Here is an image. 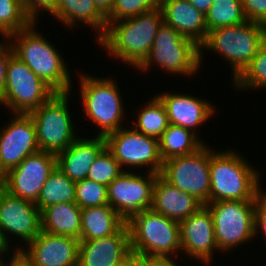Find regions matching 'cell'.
<instances>
[{"label":"cell","instance_id":"cell-43","mask_svg":"<svg viewBox=\"0 0 266 266\" xmlns=\"http://www.w3.org/2000/svg\"><path fill=\"white\" fill-rule=\"evenodd\" d=\"M133 266H156V259L141 258L138 254L133 253Z\"/></svg>","mask_w":266,"mask_h":266},{"label":"cell","instance_id":"cell-18","mask_svg":"<svg viewBox=\"0 0 266 266\" xmlns=\"http://www.w3.org/2000/svg\"><path fill=\"white\" fill-rule=\"evenodd\" d=\"M79 244L74 237L41 231L18 255L29 266H78Z\"/></svg>","mask_w":266,"mask_h":266},{"label":"cell","instance_id":"cell-44","mask_svg":"<svg viewBox=\"0 0 266 266\" xmlns=\"http://www.w3.org/2000/svg\"><path fill=\"white\" fill-rule=\"evenodd\" d=\"M0 266H29L19 255L14 259L0 264Z\"/></svg>","mask_w":266,"mask_h":266},{"label":"cell","instance_id":"cell-34","mask_svg":"<svg viewBox=\"0 0 266 266\" xmlns=\"http://www.w3.org/2000/svg\"><path fill=\"white\" fill-rule=\"evenodd\" d=\"M75 203L81 209L108 205L107 186L88 179L77 181Z\"/></svg>","mask_w":266,"mask_h":266},{"label":"cell","instance_id":"cell-30","mask_svg":"<svg viewBox=\"0 0 266 266\" xmlns=\"http://www.w3.org/2000/svg\"><path fill=\"white\" fill-rule=\"evenodd\" d=\"M246 21L241 0H214L205 14L207 33L219 27L234 26Z\"/></svg>","mask_w":266,"mask_h":266},{"label":"cell","instance_id":"cell-6","mask_svg":"<svg viewBox=\"0 0 266 266\" xmlns=\"http://www.w3.org/2000/svg\"><path fill=\"white\" fill-rule=\"evenodd\" d=\"M81 71L79 75V89L82 108L87 121L97 125V136L106 137L108 134L125 127L124 101L122 100L118 84L114 77H96ZM89 74V75H88ZM124 119V120H123ZM125 123V124H124ZM124 124V125H123ZM100 129V130H99Z\"/></svg>","mask_w":266,"mask_h":266},{"label":"cell","instance_id":"cell-17","mask_svg":"<svg viewBox=\"0 0 266 266\" xmlns=\"http://www.w3.org/2000/svg\"><path fill=\"white\" fill-rule=\"evenodd\" d=\"M181 253L184 258L210 265L218 246L215 241L213 217L206 205L179 222Z\"/></svg>","mask_w":266,"mask_h":266},{"label":"cell","instance_id":"cell-12","mask_svg":"<svg viewBox=\"0 0 266 266\" xmlns=\"http://www.w3.org/2000/svg\"><path fill=\"white\" fill-rule=\"evenodd\" d=\"M127 126L129 125L105 137L107 148L124 171H131L132 168L138 171L139 168L145 167L146 173L160 174L163 160L158 139L136 131L131 125Z\"/></svg>","mask_w":266,"mask_h":266},{"label":"cell","instance_id":"cell-35","mask_svg":"<svg viewBox=\"0 0 266 266\" xmlns=\"http://www.w3.org/2000/svg\"><path fill=\"white\" fill-rule=\"evenodd\" d=\"M159 7V0H114L107 22H115L149 12Z\"/></svg>","mask_w":266,"mask_h":266},{"label":"cell","instance_id":"cell-38","mask_svg":"<svg viewBox=\"0 0 266 266\" xmlns=\"http://www.w3.org/2000/svg\"><path fill=\"white\" fill-rule=\"evenodd\" d=\"M255 227H254V238L258 237V234L262 233L261 238H264L266 242V191L262 190V193L256 198L255 205Z\"/></svg>","mask_w":266,"mask_h":266},{"label":"cell","instance_id":"cell-19","mask_svg":"<svg viewBox=\"0 0 266 266\" xmlns=\"http://www.w3.org/2000/svg\"><path fill=\"white\" fill-rule=\"evenodd\" d=\"M164 103L169 123L192 130L200 135V126L216 114L215 104L208 99L181 92L155 93ZM199 129V131L197 130Z\"/></svg>","mask_w":266,"mask_h":266},{"label":"cell","instance_id":"cell-32","mask_svg":"<svg viewBox=\"0 0 266 266\" xmlns=\"http://www.w3.org/2000/svg\"><path fill=\"white\" fill-rule=\"evenodd\" d=\"M32 22L21 0H0V35L2 38H8L14 32L27 28Z\"/></svg>","mask_w":266,"mask_h":266},{"label":"cell","instance_id":"cell-16","mask_svg":"<svg viewBox=\"0 0 266 266\" xmlns=\"http://www.w3.org/2000/svg\"><path fill=\"white\" fill-rule=\"evenodd\" d=\"M0 129V171L5 174L27 156L40 151L36 128L29 114L11 113Z\"/></svg>","mask_w":266,"mask_h":266},{"label":"cell","instance_id":"cell-24","mask_svg":"<svg viewBox=\"0 0 266 266\" xmlns=\"http://www.w3.org/2000/svg\"><path fill=\"white\" fill-rule=\"evenodd\" d=\"M67 29L72 30L78 27L79 23L84 24L91 31L96 33L97 42L106 32L107 20L98 11L93 0H57L55 10L50 14ZM78 24V25H77Z\"/></svg>","mask_w":266,"mask_h":266},{"label":"cell","instance_id":"cell-39","mask_svg":"<svg viewBox=\"0 0 266 266\" xmlns=\"http://www.w3.org/2000/svg\"><path fill=\"white\" fill-rule=\"evenodd\" d=\"M1 39L2 42L0 41V101L2 100L5 92V82L9 58L14 53L8 38Z\"/></svg>","mask_w":266,"mask_h":266},{"label":"cell","instance_id":"cell-41","mask_svg":"<svg viewBox=\"0 0 266 266\" xmlns=\"http://www.w3.org/2000/svg\"><path fill=\"white\" fill-rule=\"evenodd\" d=\"M98 11L107 18L112 11L114 0H93Z\"/></svg>","mask_w":266,"mask_h":266},{"label":"cell","instance_id":"cell-2","mask_svg":"<svg viewBox=\"0 0 266 266\" xmlns=\"http://www.w3.org/2000/svg\"><path fill=\"white\" fill-rule=\"evenodd\" d=\"M212 147V148H211ZM210 147V203L217 201H256L263 187L260 171L237 149ZM262 187V188H261Z\"/></svg>","mask_w":266,"mask_h":266},{"label":"cell","instance_id":"cell-13","mask_svg":"<svg viewBox=\"0 0 266 266\" xmlns=\"http://www.w3.org/2000/svg\"><path fill=\"white\" fill-rule=\"evenodd\" d=\"M139 171V174L134 169L124 171L107 186L109 205L125 221L135 213L151 209L153 187L159 174Z\"/></svg>","mask_w":266,"mask_h":266},{"label":"cell","instance_id":"cell-5","mask_svg":"<svg viewBox=\"0 0 266 266\" xmlns=\"http://www.w3.org/2000/svg\"><path fill=\"white\" fill-rule=\"evenodd\" d=\"M266 42V26L252 21L234 26L219 27L207 33L205 41L199 46L200 66L204 50L221 56L231 66L233 81L251 62Z\"/></svg>","mask_w":266,"mask_h":266},{"label":"cell","instance_id":"cell-36","mask_svg":"<svg viewBox=\"0 0 266 266\" xmlns=\"http://www.w3.org/2000/svg\"><path fill=\"white\" fill-rule=\"evenodd\" d=\"M23 8L26 14L32 19V21L39 23V16L42 14L49 15L55 10L57 0H21ZM44 12V13H41Z\"/></svg>","mask_w":266,"mask_h":266},{"label":"cell","instance_id":"cell-40","mask_svg":"<svg viewBox=\"0 0 266 266\" xmlns=\"http://www.w3.org/2000/svg\"><path fill=\"white\" fill-rule=\"evenodd\" d=\"M10 253L11 255H9ZM17 255V250L6 240L2 230L0 229V264L14 259ZM7 256L9 258H7Z\"/></svg>","mask_w":266,"mask_h":266},{"label":"cell","instance_id":"cell-21","mask_svg":"<svg viewBox=\"0 0 266 266\" xmlns=\"http://www.w3.org/2000/svg\"><path fill=\"white\" fill-rule=\"evenodd\" d=\"M81 136L56 155V167L74 182L86 179L92 164L107 147L105 137Z\"/></svg>","mask_w":266,"mask_h":266},{"label":"cell","instance_id":"cell-1","mask_svg":"<svg viewBox=\"0 0 266 266\" xmlns=\"http://www.w3.org/2000/svg\"><path fill=\"white\" fill-rule=\"evenodd\" d=\"M37 26L38 23L33 21L27 28L8 37L14 54L56 93H73L69 62L48 37L42 36Z\"/></svg>","mask_w":266,"mask_h":266},{"label":"cell","instance_id":"cell-20","mask_svg":"<svg viewBox=\"0 0 266 266\" xmlns=\"http://www.w3.org/2000/svg\"><path fill=\"white\" fill-rule=\"evenodd\" d=\"M130 253V232L125 223L115 234L80 241L78 266H116Z\"/></svg>","mask_w":266,"mask_h":266},{"label":"cell","instance_id":"cell-8","mask_svg":"<svg viewBox=\"0 0 266 266\" xmlns=\"http://www.w3.org/2000/svg\"><path fill=\"white\" fill-rule=\"evenodd\" d=\"M70 92L55 93L48 101L28 113L35 125L40 151L55 155L66 150L79 136L70 114Z\"/></svg>","mask_w":266,"mask_h":266},{"label":"cell","instance_id":"cell-3","mask_svg":"<svg viewBox=\"0 0 266 266\" xmlns=\"http://www.w3.org/2000/svg\"><path fill=\"white\" fill-rule=\"evenodd\" d=\"M163 23L160 8L131 18L107 22L104 35L97 45L124 65L137 68L153 47L157 31ZM128 64V65H127Z\"/></svg>","mask_w":266,"mask_h":266},{"label":"cell","instance_id":"cell-23","mask_svg":"<svg viewBox=\"0 0 266 266\" xmlns=\"http://www.w3.org/2000/svg\"><path fill=\"white\" fill-rule=\"evenodd\" d=\"M202 206L203 204L194 196L170 185L160 175L156 177L151 205L154 212L180 222Z\"/></svg>","mask_w":266,"mask_h":266},{"label":"cell","instance_id":"cell-10","mask_svg":"<svg viewBox=\"0 0 266 266\" xmlns=\"http://www.w3.org/2000/svg\"><path fill=\"white\" fill-rule=\"evenodd\" d=\"M56 92L14 53L7 65L5 92L0 105L12 113L28 114L48 101Z\"/></svg>","mask_w":266,"mask_h":266},{"label":"cell","instance_id":"cell-46","mask_svg":"<svg viewBox=\"0 0 266 266\" xmlns=\"http://www.w3.org/2000/svg\"><path fill=\"white\" fill-rule=\"evenodd\" d=\"M176 260L177 259H175L174 261L156 260V266H179Z\"/></svg>","mask_w":266,"mask_h":266},{"label":"cell","instance_id":"cell-33","mask_svg":"<svg viewBox=\"0 0 266 266\" xmlns=\"http://www.w3.org/2000/svg\"><path fill=\"white\" fill-rule=\"evenodd\" d=\"M123 172L113 153L106 147L92 164L86 179L108 186Z\"/></svg>","mask_w":266,"mask_h":266},{"label":"cell","instance_id":"cell-4","mask_svg":"<svg viewBox=\"0 0 266 266\" xmlns=\"http://www.w3.org/2000/svg\"><path fill=\"white\" fill-rule=\"evenodd\" d=\"M126 224L131 252L141 258L174 261L180 255L179 222L149 209L133 214Z\"/></svg>","mask_w":266,"mask_h":266},{"label":"cell","instance_id":"cell-26","mask_svg":"<svg viewBox=\"0 0 266 266\" xmlns=\"http://www.w3.org/2000/svg\"><path fill=\"white\" fill-rule=\"evenodd\" d=\"M81 208L76 203H59L41 212L42 231L79 240L81 234Z\"/></svg>","mask_w":266,"mask_h":266},{"label":"cell","instance_id":"cell-31","mask_svg":"<svg viewBox=\"0 0 266 266\" xmlns=\"http://www.w3.org/2000/svg\"><path fill=\"white\" fill-rule=\"evenodd\" d=\"M231 82L235 91L266 89V42L246 68Z\"/></svg>","mask_w":266,"mask_h":266},{"label":"cell","instance_id":"cell-29","mask_svg":"<svg viewBox=\"0 0 266 266\" xmlns=\"http://www.w3.org/2000/svg\"><path fill=\"white\" fill-rule=\"evenodd\" d=\"M76 182L69 179L57 167L49 174L35 204L42 212L48 206L59 203H75Z\"/></svg>","mask_w":266,"mask_h":266},{"label":"cell","instance_id":"cell-25","mask_svg":"<svg viewBox=\"0 0 266 266\" xmlns=\"http://www.w3.org/2000/svg\"><path fill=\"white\" fill-rule=\"evenodd\" d=\"M126 221L108 204L81 210L79 241H88L115 234Z\"/></svg>","mask_w":266,"mask_h":266},{"label":"cell","instance_id":"cell-15","mask_svg":"<svg viewBox=\"0 0 266 266\" xmlns=\"http://www.w3.org/2000/svg\"><path fill=\"white\" fill-rule=\"evenodd\" d=\"M56 168V155L38 151L4 174V190L10 195L36 202L49 174Z\"/></svg>","mask_w":266,"mask_h":266},{"label":"cell","instance_id":"cell-28","mask_svg":"<svg viewBox=\"0 0 266 266\" xmlns=\"http://www.w3.org/2000/svg\"><path fill=\"white\" fill-rule=\"evenodd\" d=\"M130 124L138 132L150 137L159 139L163 132L169 126L167 110L161 99L155 95L145 103L143 107L139 106V112Z\"/></svg>","mask_w":266,"mask_h":266},{"label":"cell","instance_id":"cell-37","mask_svg":"<svg viewBox=\"0 0 266 266\" xmlns=\"http://www.w3.org/2000/svg\"><path fill=\"white\" fill-rule=\"evenodd\" d=\"M248 21L266 26V0H241Z\"/></svg>","mask_w":266,"mask_h":266},{"label":"cell","instance_id":"cell-42","mask_svg":"<svg viewBox=\"0 0 266 266\" xmlns=\"http://www.w3.org/2000/svg\"><path fill=\"white\" fill-rule=\"evenodd\" d=\"M194 6L198 11L206 14L212 5L214 0H187Z\"/></svg>","mask_w":266,"mask_h":266},{"label":"cell","instance_id":"cell-22","mask_svg":"<svg viewBox=\"0 0 266 266\" xmlns=\"http://www.w3.org/2000/svg\"><path fill=\"white\" fill-rule=\"evenodd\" d=\"M159 8L163 23L173 27L182 36L200 46L206 39L205 14L187 0H161Z\"/></svg>","mask_w":266,"mask_h":266},{"label":"cell","instance_id":"cell-11","mask_svg":"<svg viewBox=\"0 0 266 266\" xmlns=\"http://www.w3.org/2000/svg\"><path fill=\"white\" fill-rule=\"evenodd\" d=\"M170 185L194 196L203 205L210 203V146L196 152L167 159L159 174Z\"/></svg>","mask_w":266,"mask_h":266},{"label":"cell","instance_id":"cell-45","mask_svg":"<svg viewBox=\"0 0 266 266\" xmlns=\"http://www.w3.org/2000/svg\"><path fill=\"white\" fill-rule=\"evenodd\" d=\"M116 266H133V252H131L125 259H123Z\"/></svg>","mask_w":266,"mask_h":266},{"label":"cell","instance_id":"cell-47","mask_svg":"<svg viewBox=\"0 0 266 266\" xmlns=\"http://www.w3.org/2000/svg\"><path fill=\"white\" fill-rule=\"evenodd\" d=\"M4 191V174L0 171V194Z\"/></svg>","mask_w":266,"mask_h":266},{"label":"cell","instance_id":"cell-7","mask_svg":"<svg viewBox=\"0 0 266 266\" xmlns=\"http://www.w3.org/2000/svg\"><path fill=\"white\" fill-rule=\"evenodd\" d=\"M160 67L164 72L174 76L193 77L200 69V49L192 40L182 36L173 27L162 23L154 44L144 61L136 68L143 73L152 65Z\"/></svg>","mask_w":266,"mask_h":266},{"label":"cell","instance_id":"cell-27","mask_svg":"<svg viewBox=\"0 0 266 266\" xmlns=\"http://www.w3.org/2000/svg\"><path fill=\"white\" fill-rule=\"evenodd\" d=\"M201 136L190 129L169 124L158 139L163 162L173 157L186 156L196 152L205 144V140Z\"/></svg>","mask_w":266,"mask_h":266},{"label":"cell","instance_id":"cell-9","mask_svg":"<svg viewBox=\"0 0 266 266\" xmlns=\"http://www.w3.org/2000/svg\"><path fill=\"white\" fill-rule=\"evenodd\" d=\"M256 201H217L208 203L214 223L215 241L221 253L255 240Z\"/></svg>","mask_w":266,"mask_h":266},{"label":"cell","instance_id":"cell-14","mask_svg":"<svg viewBox=\"0 0 266 266\" xmlns=\"http://www.w3.org/2000/svg\"><path fill=\"white\" fill-rule=\"evenodd\" d=\"M0 229L12 246V238H18L14 246L18 252L42 231L41 211L34 202L14 197L4 190L0 194Z\"/></svg>","mask_w":266,"mask_h":266}]
</instances>
